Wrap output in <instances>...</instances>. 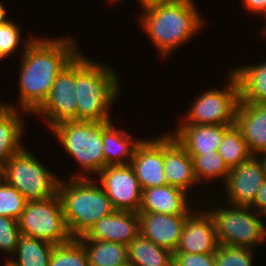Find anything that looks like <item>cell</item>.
Segmentation results:
<instances>
[{
  "instance_id": "cell-1",
  "label": "cell",
  "mask_w": 266,
  "mask_h": 266,
  "mask_svg": "<svg viewBox=\"0 0 266 266\" xmlns=\"http://www.w3.org/2000/svg\"><path fill=\"white\" fill-rule=\"evenodd\" d=\"M72 38H33L24 44L19 77L20 106L34 113L48 97L56 77L79 53Z\"/></svg>"
},
{
  "instance_id": "cell-2",
  "label": "cell",
  "mask_w": 266,
  "mask_h": 266,
  "mask_svg": "<svg viewBox=\"0 0 266 266\" xmlns=\"http://www.w3.org/2000/svg\"><path fill=\"white\" fill-rule=\"evenodd\" d=\"M81 54L76 55L77 121H111L108 109L120 93L119 77Z\"/></svg>"
},
{
  "instance_id": "cell-3",
  "label": "cell",
  "mask_w": 266,
  "mask_h": 266,
  "mask_svg": "<svg viewBox=\"0 0 266 266\" xmlns=\"http://www.w3.org/2000/svg\"><path fill=\"white\" fill-rule=\"evenodd\" d=\"M92 181L87 175H73L68 183L58 182L57 194L73 238L85 235L97 221L115 211L103 188Z\"/></svg>"
},
{
  "instance_id": "cell-4",
  "label": "cell",
  "mask_w": 266,
  "mask_h": 266,
  "mask_svg": "<svg viewBox=\"0 0 266 266\" xmlns=\"http://www.w3.org/2000/svg\"><path fill=\"white\" fill-rule=\"evenodd\" d=\"M143 12L142 26L164 56L192 39L203 25L193 0L156 5Z\"/></svg>"
},
{
  "instance_id": "cell-5",
  "label": "cell",
  "mask_w": 266,
  "mask_h": 266,
  "mask_svg": "<svg viewBox=\"0 0 266 266\" xmlns=\"http://www.w3.org/2000/svg\"><path fill=\"white\" fill-rule=\"evenodd\" d=\"M50 130L83 172L98 174L105 168L102 121H64Z\"/></svg>"
},
{
  "instance_id": "cell-6",
  "label": "cell",
  "mask_w": 266,
  "mask_h": 266,
  "mask_svg": "<svg viewBox=\"0 0 266 266\" xmlns=\"http://www.w3.org/2000/svg\"><path fill=\"white\" fill-rule=\"evenodd\" d=\"M3 177L27 201L45 200L57 193L59 179L25 147L3 164Z\"/></svg>"
},
{
  "instance_id": "cell-7",
  "label": "cell",
  "mask_w": 266,
  "mask_h": 266,
  "mask_svg": "<svg viewBox=\"0 0 266 266\" xmlns=\"http://www.w3.org/2000/svg\"><path fill=\"white\" fill-rule=\"evenodd\" d=\"M21 235L45 240L54 245L69 242L70 235L58 194L37 201H27L18 219Z\"/></svg>"
},
{
  "instance_id": "cell-8",
  "label": "cell",
  "mask_w": 266,
  "mask_h": 266,
  "mask_svg": "<svg viewBox=\"0 0 266 266\" xmlns=\"http://www.w3.org/2000/svg\"><path fill=\"white\" fill-rule=\"evenodd\" d=\"M249 206L214 208L208 210L213 218L219 244L254 248L266 238V225L258 218L260 214L250 212ZM258 214V215H257Z\"/></svg>"
},
{
  "instance_id": "cell-9",
  "label": "cell",
  "mask_w": 266,
  "mask_h": 266,
  "mask_svg": "<svg viewBox=\"0 0 266 266\" xmlns=\"http://www.w3.org/2000/svg\"><path fill=\"white\" fill-rule=\"evenodd\" d=\"M228 79L225 90L209 89L201 93L187 111V119L183 124L233 125L240 102V88L232 71Z\"/></svg>"
},
{
  "instance_id": "cell-10",
  "label": "cell",
  "mask_w": 266,
  "mask_h": 266,
  "mask_svg": "<svg viewBox=\"0 0 266 266\" xmlns=\"http://www.w3.org/2000/svg\"><path fill=\"white\" fill-rule=\"evenodd\" d=\"M76 56L56 77L50 93L34 112L46 119L50 129L64 121H77Z\"/></svg>"
},
{
  "instance_id": "cell-11",
  "label": "cell",
  "mask_w": 266,
  "mask_h": 266,
  "mask_svg": "<svg viewBox=\"0 0 266 266\" xmlns=\"http://www.w3.org/2000/svg\"><path fill=\"white\" fill-rule=\"evenodd\" d=\"M98 176L115 210L139 212L142 189L130 164L106 166Z\"/></svg>"
},
{
  "instance_id": "cell-12",
  "label": "cell",
  "mask_w": 266,
  "mask_h": 266,
  "mask_svg": "<svg viewBox=\"0 0 266 266\" xmlns=\"http://www.w3.org/2000/svg\"><path fill=\"white\" fill-rule=\"evenodd\" d=\"M259 156H252L246 162L230 169L227 175L225 191L227 202L235 206H251L266 180Z\"/></svg>"
},
{
  "instance_id": "cell-13",
  "label": "cell",
  "mask_w": 266,
  "mask_h": 266,
  "mask_svg": "<svg viewBox=\"0 0 266 266\" xmlns=\"http://www.w3.org/2000/svg\"><path fill=\"white\" fill-rule=\"evenodd\" d=\"M191 211L186 216L180 240L175 252L192 254L215 253L219 242L212 216L206 209Z\"/></svg>"
},
{
  "instance_id": "cell-14",
  "label": "cell",
  "mask_w": 266,
  "mask_h": 266,
  "mask_svg": "<svg viewBox=\"0 0 266 266\" xmlns=\"http://www.w3.org/2000/svg\"><path fill=\"white\" fill-rule=\"evenodd\" d=\"M160 136L142 140L130 162L142 190L168 185L163 170V137Z\"/></svg>"
},
{
  "instance_id": "cell-15",
  "label": "cell",
  "mask_w": 266,
  "mask_h": 266,
  "mask_svg": "<svg viewBox=\"0 0 266 266\" xmlns=\"http://www.w3.org/2000/svg\"><path fill=\"white\" fill-rule=\"evenodd\" d=\"M139 234V214L115 210L112 214L97 221L85 235L77 239L128 245Z\"/></svg>"
},
{
  "instance_id": "cell-16",
  "label": "cell",
  "mask_w": 266,
  "mask_h": 266,
  "mask_svg": "<svg viewBox=\"0 0 266 266\" xmlns=\"http://www.w3.org/2000/svg\"><path fill=\"white\" fill-rule=\"evenodd\" d=\"M140 234L159 247L175 252L187 215L138 212Z\"/></svg>"
},
{
  "instance_id": "cell-17",
  "label": "cell",
  "mask_w": 266,
  "mask_h": 266,
  "mask_svg": "<svg viewBox=\"0 0 266 266\" xmlns=\"http://www.w3.org/2000/svg\"><path fill=\"white\" fill-rule=\"evenodd\" d=\"M163 170L167 184L188 191L198 183L191 156L173 135H163Z\"/></svg>"
},
{
  "instance_id": "cell-18",
  "label": "cell",
  "mask_w": 266,
  "mask_h": 266,
  "mask_svg": "<svg viewBox=\"0 0 266 266\" xmlns=\"http://www.w3.org/2000/svg\"><path fill=\"white\" fill-rule=\"evenodd\" d=\"M234 124L240 130L253 156L266 152V103L240 100Z\"/></svg>"
},
{
  "instance_id": "cell-19",
  "label": "cell",
  "mask_w": 266,
  "mask_h": 266,
  "mask_svg": "<svg viewBox=\"0 0 266 266\" xmlns=\"http://www.w3.org/2000/svg\"><path fill=\"white\" fill-rule=\"evenodd\" d=\"M231 125L182 124L172 135L186 149L189 155H203L217 151L224 132Z\"/></svg>"
},
{
  "instance_id": "cell-20",
  "label": "cell",
  "mask_w": 266,
  "mask_h": 266,
  "mask_svg": "<svg viewBox=\"0 0 266 266\" xmlns=\"http://www.w3.org/2000/svg\"><path fill=\"white\" fill-rule=\"evenodd\" d=\"M187 193L171 185L144 189L139 212L188 215L192 209L187 202Z\"/></svg>"
},
{
  "instance_id": "cell-21",
  "label": "cell",
  "mask_w": 266,
  "mask_h": 266,
  "mask_svg": "<svg viewBox=\"0 0 266 266\" xmlns=\"http://www.w3.org/2000/svg\"><path fill=\"white\" fill-rule=\"evenodd\" d=\"M102 141L106 167L130 164L135 149L142 139H133L125 131L116 129L112 121H102Z\"/></svg>"
},
{
  "instance_id": "cell-22",
  "label": "cell",
  "mask_w": 266,
  "mask_h": 266,
  "mask_svg": "<svg viewBox=\"0 0 266 266\" xmlns=\"http://www.w3.org/2000/svg\"><path fill=\"white\" fill-rule=\"evenodd\" d=\"M12 105L0 102V163L4 164L14 154L20 152L23 123Z\"/></svg>"
},
{
  "instance_id": "cell-23",
  "label": "cell",
  "mask_w": 266,
  "mask_h": 266,
  "mask_svg": "<svg viewBox=\"0 0 266 266\" xmlns=\"http://www.w3.org/2000/svg\"><path fill=\"white\" fill-rule=\"evenodd\" d=\"M128 263L132 266H173L174 254L139 234L128 245Z\"/></svg>"
},
{
  "instance_id": "cell-24",
  "label": "cell",
  "mask_w": 266,
  "mask_h": 266,
  "mask_svg": "<svg viewBox=\"0 0 266 266\" xmlns=\"http://www.w3.org/2000/svg\"><path fill=\"white\" fill-rule=\"evenodd\" d=\"M240 88V100L250 103H266V62L232 70Z\"/></svg>"
},
{
  "instance_id": "cell-25",
  "label": "cell",
  "mask_w": 266,
  "mask_h": 266,
  "mask_svg": "<svg viewBox=\"0 0 266 266\" xmlns=\"http://www.w3.org/2000/svg\"><path fill=\"white\" fill-rule=\"evenodd\" d=\"M87 254L89 266H123L128 263V247L115 242L79 240Z\"/></svg>"
},
{
  "instance_id": "cell-26",
  "label": "cell",
  "mask_w": 266,
  "mask_h": 266,
  "mask_svg": "<svg viewBox=\"0 0 266 266\" xmlns=\"http://www.w3.org/2000/svg\"><path fill=\"white\" fill-rule=\"evenodd\" d=\"M54 246L45 240L21 235L15 252L18 261L7 259L13 266H49Z\"/></svg>"
},
{
  "instance_id": "cell-27",
  "label": "cell",
  "mask_w": 266,
  "mask_h": 266,
  "mask_svg": "<svg viewBox=\"0 0 266 266\" xmlns=\"http://www.w3.org/2000/svg\"><path fill=\"white\" fill-rule=\"evenodd\" d=\"M217 151L229 169L239 166L253 156L235 124L224 132L223 140Z\"/></svg>"
},
{
  "instance_id": "cell-28",
  "label": "cell",
  "mask_w": 266,
  "mask_h": 266,
  "mask_svg": "<svg viewBox=\"0 0 266 266\" xmlns=\"http://www.w3.org/2000/svg\"><path fill=\"white\" fill-rule=\"evenodd\" d=\"M193 161L195 177L198 181L201 179L221 178L225 182L230 169L225 164L218 151L203 155H190Z\"/></svg>"
},
{
  "instance_id": "cell-29",
  "label": "cell",
  "mask_w": 266,
  "mask_h": 266,
  "mask_svg": "<svg viewBox=\"0 0 266 266\" xmlns=\"http://www.w3.org/2000/svg\"><path fill=\"white\" fill-rule=\"evenodd\" d=\"M49 266H89L86 251L77 238L55 245Z\"/></svg>"
},
{
  "instance_id": "cell-30",
  "label": "cell",
  "mask_w": 266,
  "mask_h": 266,
  "mask_svg": "<svg viewBox=\"0 0 266 266\" xmlns=\"http://www.w3.org/2000/svg\"><path fill=\"white\" fill-rule=\"evenodd\" d=\"M252 248L219 244L214 253L215 266H252Z\"/></svg>"
},
{
  "instance_id": "cell-31",
  "label": "cell",
  "mask_w": 266,
  "mask_h": 266,
  "mask_svg": "<svg viewBox=\"0 0 266 266\" xmlns=\"http://www.w3.org/2000/svg\"><path fill=\"white\" fill-rule=\"evenodd\" d=\"M26 203L27 200L16 188L4 180L0 183V216L18 220Z\"/></svg>"
},
{
  "instance_id": "cell-32",
  "label": "cell",
  "mask_w": 266,
  "mask_h": 266,
  "mask_svg": "<svg viewBox=\"0 0 266 266\" xmlns=\"http://www.w3.org/2000/svg\"><path fill=\"white\" fill-rule=\"evenodd\" d=\"M20 236L18 220L0 216V252L15 255Z\"/></svg>"
},
{
  "instance_id": "cell-33",
  "label": "cell",
  "mask_w": 266,
  "mask_h": 266,
  "mask_svg": "<svg viewBox=\"0 0 266 266\" xmlns=\"http://www.w3.org/2000/svg\"><path fill=\"white\" fill-rule=\"evenodd\" d=\"M19 27L9 19L0 22V60L15 51L21 39Z\"/></svg>"
},
{
  "instance_id": "cell-34",
  "label": "cell",
  "mask_w": 266,
  "mask_h": 266,
  "mask_svg": "<svg viewBox=\"0 0 266 266\" xmlns=\"http://www.w3.org/2000/svg\"><path fill=\"white\" fill-rule=\"evenodd\" d=\"M173 266H215L214 253L192 254L174 252Z\"/></svg>"
},
{
  "instance_id": "cell-35",
  "label": "cell",
  "mask_w": 266,
  "mask_h": 266,
  "mask_svg": "<svg viewBox=\"0 0 266 266\" xmlns=\"http://www.w3.org/2000/svg\"><path fill=\"white\" fill-rule=\"evenodd\" d=\"M252 206H255L254 208H258L259 211H257V209L255 211L258 212L259 214L261 215L266 214V180L263 183V185L260 187L256 195V199L250 207L252 208Z\"/></svg>"
},
{
  "instance_id": "cell-36",
  "label": "cell",
  "mask_w": 266,
  "mask_h": 266,
  "mask_svg": "<svg viewBox=\"0 0 266 266\" xmlns=\"http://www.w3.org/2000/svg\"><path fill=\"white\" fill-rule=\"evenodd\" d=\"M250 12L266 15V0H242Z\"/></svg>"
},
{
  "instance_id": "cell-37",
  "label": "cell",
  "mask_w": 266,
  "mask_h": 266,
  "mask_svg": "<svg viewBox=\"0 0 266 266\" xmlns=\"http://www.w3.org/2000/svg\"><path fill=\"white\" fill-rule=\"evenodd\" d=\"M178 0H139L143 9H147L156 5H163L176 2Z\"/></svg>"
},
{
  "instance_id": "cell-38",
  "label": "cell",
  "mask_w": 266,
  "mask_h": 266,
  "mask_svg": "<svg viewBox=\"0 0 266 266\" xmlns=\"http://www.w3.org/2000/svg\"><path fill=\"white\" fill-rule=\"evenodd\" d=\"M258 155H262L263 157L261 158V159H259L260 160V162H261V165H262V168H263V171H264V173H265V175H266V152H262L261 154H258Z\"/></svg>"
},
{
  "instance_id": "cell-39",
  "label": "cell",
  "mask_w": 266,
  "mask_h": 266,
  "mask_svg": "<svg viewBox=\"0 0 266 266\" xmlns=\"http://www.w3.org/2000/svg\"><path fill=\"white\" fill-rule=\"evenodd\" d=\"M5 12H6L5 8H4L3 4L0 2V22L7 20L6 16H5L6 15Z\"/></svg>"
},
{
  "instance_id": "cell-40",
  "label": "cell",
  "mask_w": 266,
  "mask_h": 266,
  "mask_svg": "<svg viewBox=\"0 0 266 266\" xmlns=\"http://www.w3.org/2000/svg\"><path fill=\"white\" fill-rule=\"evenodd\" d=\"M4 180L3 177V164L0 163V183Z\"/></svg>"
},
{
  "instance_id": "cell-41",
  "label": "cell",
  "mask_w": 266,
  "mask_h": 266,
  "mask_svg": "<svg viewBox=\"0 0 266 266\" xmlns=\"http://www.w3.org/2000/svg\"><path fill=\"white\" fill-rule=\"evenodd\" d=\"M5 266H13L8 260H6V265Z\"/></svg>"
},
{
  "instance_id": "cell-42",
  "label": "cell",
  "mask_w": 266,
  "mask_h": 266,
  "mask_svg": "<svg viewBox=\"0 0 266 266\" xmlns=\"http://www.w3.org/2000/svg\"><path fill=\"white\" fill-rule=\"evenodd\" d=\"M123 266H132L130 263H127V264H125V265H123Z\"/></svg>"
}]
</instances>
